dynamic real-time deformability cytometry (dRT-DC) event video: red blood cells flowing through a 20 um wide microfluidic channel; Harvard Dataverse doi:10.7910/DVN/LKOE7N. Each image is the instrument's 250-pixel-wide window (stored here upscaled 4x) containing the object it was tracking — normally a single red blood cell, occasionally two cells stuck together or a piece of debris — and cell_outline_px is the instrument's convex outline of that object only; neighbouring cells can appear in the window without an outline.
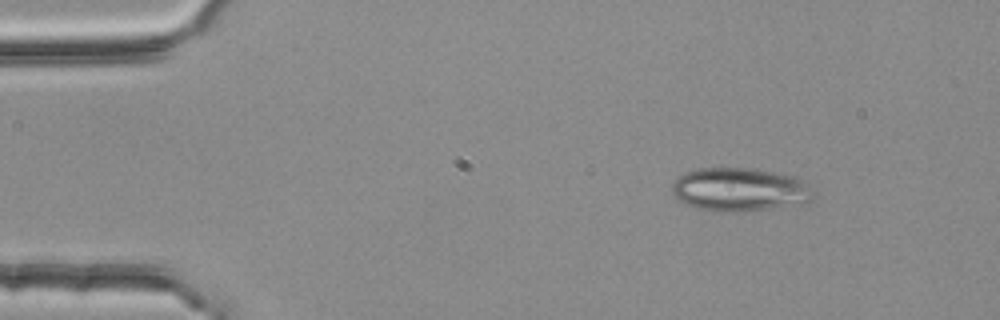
{"species": "common noctule bat (a hibernating species)", "species_latin": "Nyctalus noctula", "temperature_condition": "room temperature", "stored_images_in_passage": 4, "camera_frame_rate_fps": 3000, "um_per_image_px": 0.085, "animal": {"sex": "female", "body_mass_g": 25.1}, "frame": {"image": 1, "passage_image": 4, "time_ms": 1.0, "image_size_px": [1000, 320], "cell_outline_px": [[812, 200], [804, 204], [740, 212], [708, 212], [684, 204], [672, 192], [672, 184], [676, 176], [684, 172], [696, 168], [752, 168], [776, 172], [792, 176], [804, 180], [812, 196]], "centroid_in_image_um": [62.81, 16.12], "position_along_channel_um": 22.2, "area_um2": 36.24}}